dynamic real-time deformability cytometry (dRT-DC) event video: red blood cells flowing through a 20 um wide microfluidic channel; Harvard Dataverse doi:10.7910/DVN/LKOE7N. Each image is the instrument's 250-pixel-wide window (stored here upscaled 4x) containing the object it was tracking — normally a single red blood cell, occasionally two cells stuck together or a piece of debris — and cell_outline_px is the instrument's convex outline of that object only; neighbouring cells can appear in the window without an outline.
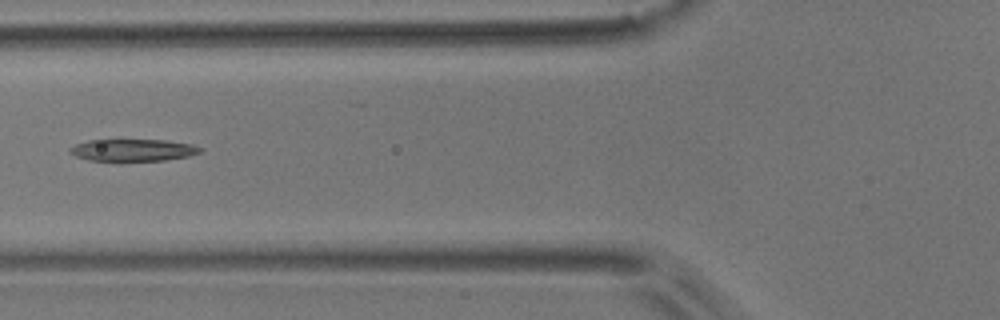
{"species": "common noctule bat (a hibernating species)", "species_latin": "Nyctalus noctula", "temperature_condition": "room temperature", "stored_images_in_passage": 5, "camera_frame_rate_fps": 3000, "um_per_image_px": 0.085, "animal": {"sex": "male", "body_mass_g": 17.9}, "frame": {"image": 1, "passage_image": 4, "time_ms": 1.0, "image_size_px": [1000, 320], "cell_outline_px": [[204, 148], [200, 152], [188, 156], [164, 160], [88, 160], [76, 156], [68, 152], [68, 148], [76, 144], [88, 140], [164, 140], [192, 144]], "centroid_in_image_um": [11.29, 12.75], "position_along_channel_um": 114.5, "area_um2": 16.53}}
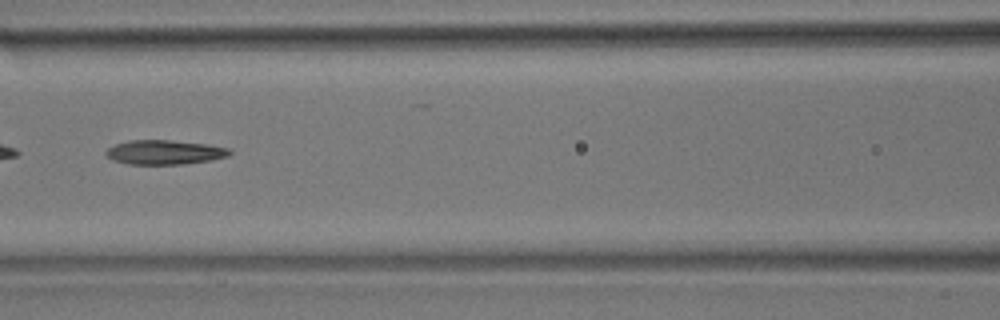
{"frame": {"image": 2, "passage_image": 5, "time_ms": 1.333, "image_size_px": [1000, 320], "cell_outline_px": [[232, 152], [228, 156], [212, 160], [184, 164], [128, 164], [112, 160], [104, 152], [108, 148], [116, 144], [128, 140], [168, 140], [208, 144], [228, 148]], "centroid_in_image_um": [13.99, 12.94], "position_along_channel_um": 152.6, "area_um2": 17.57}}